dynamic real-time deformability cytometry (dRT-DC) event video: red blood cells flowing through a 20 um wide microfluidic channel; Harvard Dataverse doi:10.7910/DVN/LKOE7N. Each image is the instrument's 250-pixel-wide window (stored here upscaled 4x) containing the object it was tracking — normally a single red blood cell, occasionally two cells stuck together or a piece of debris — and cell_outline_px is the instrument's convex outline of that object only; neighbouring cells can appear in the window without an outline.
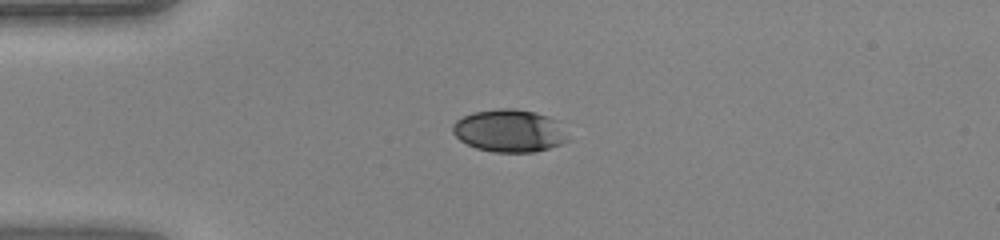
{"species": "human", "species_latin": "Homo sapiens", "temperature_condition": "warm", "stored_images_in_passage": 35, "camera_frame_rate_fps": 3000, "um_per_image_px": 0.085, "donor": {"sex": "female"}, "frame": {"image": 1, "passage_image": 1, "time_ms": 0.0, "image_size_px": [1000, 240], "cell_outline_px": [[568, 140], [560, 144], [536, 152], [492, 152], [476, 148], [460, 140], [452, 132], [452, 124], [456, 120], [472, 112], [500, 108], [512, 108], [536, 112], [548, 116], [556, 120]], "centroid_in_image_um": [43.25, 11.11], "position_along_channel_um": 41.8, "area_um2": 28.44}}
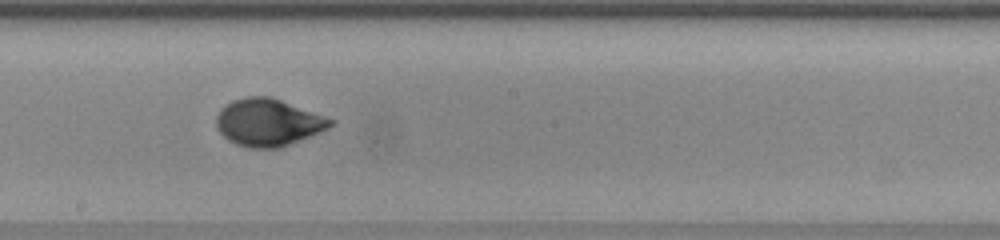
{"frame": {"image": 2, "passage_image": 15, "time_ms": 4.667, "image_size_px": [1000, 240], "cell_outline_px": [[336, 120], [328, 128], [280, 148], [248, 148], [236, 144], [228, 140], [216, 128], [216, 116], [220, 108], [232, 100], [244, 96], [272, 96]], "centroid_in_image_um": [22.76, 10.39], "position_along_channel_um": 225.4, "area_um2": 31.62}}
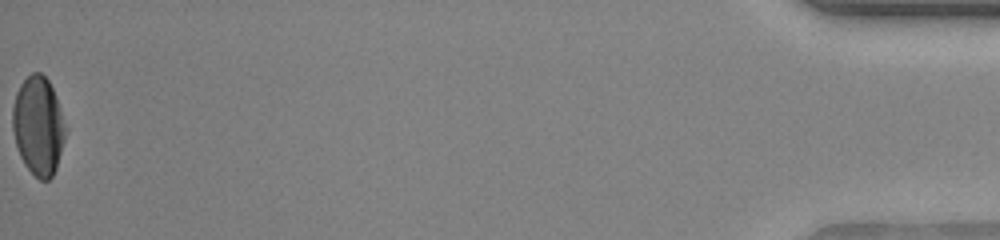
{"frame": {"image": 3, "passage_image": 35, "time_ms": 11.333, "image_size_px": [1000, 240], "cell_outline_px": [[64, 140], [56, 168], [52, 176], [48, 180], [40, 180], [24, 164], [20, 156], [16, 144], [12, 128], [12, 108], [16, 92], [20, 84], [32, 72], [40, 72], [48, 80], [52, 88], [64, 124]], "centroid_in_image_um": [3.22, 10.69], "position_along_channel_um": 432.0, "area_um2": 29.82}}